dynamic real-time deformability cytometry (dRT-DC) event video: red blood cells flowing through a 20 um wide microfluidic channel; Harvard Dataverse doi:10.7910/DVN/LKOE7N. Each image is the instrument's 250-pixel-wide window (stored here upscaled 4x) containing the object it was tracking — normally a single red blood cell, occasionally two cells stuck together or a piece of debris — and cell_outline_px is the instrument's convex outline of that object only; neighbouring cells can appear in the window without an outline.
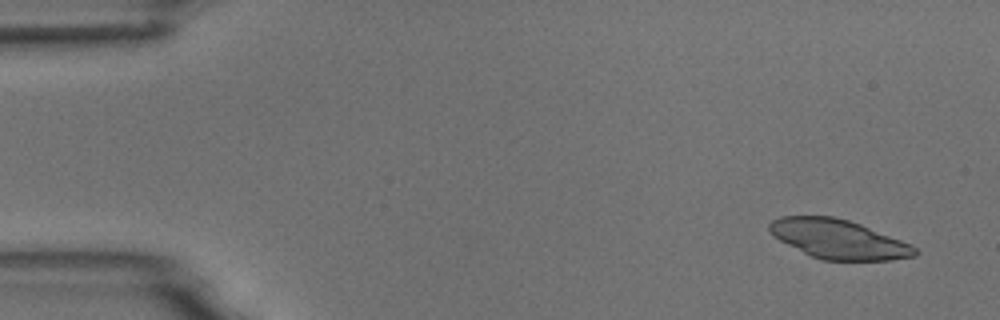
{"species": "common noctule bat (a hibernating species)", "species_latin": "Nyctalus noctula", "temperature_condition": "room temperature", "stored_images_in_passage": 10, "camera_frame_rate_fps": 3000, "um_per_image_px": 0.085, "animal": {"sex": "male", "body_mass_g": 18.8}, "frame": {"image": 1, "passage_image": 1, "time_ms": 0.0, "image_size_px": [1000, 320], "cell_outline_px": [[920, 252], [916, 256], [892, 260], [820, 260], [772, 236], [768, 232], [768, 224], [772, 220], [780, 216], [832, 216], [848, 220], [860, 224], [912, 244]], "centroid_in_image_um": [71.28, 20.33], "position_along_channel_um": 13.7, "area_um2": 33.23}}
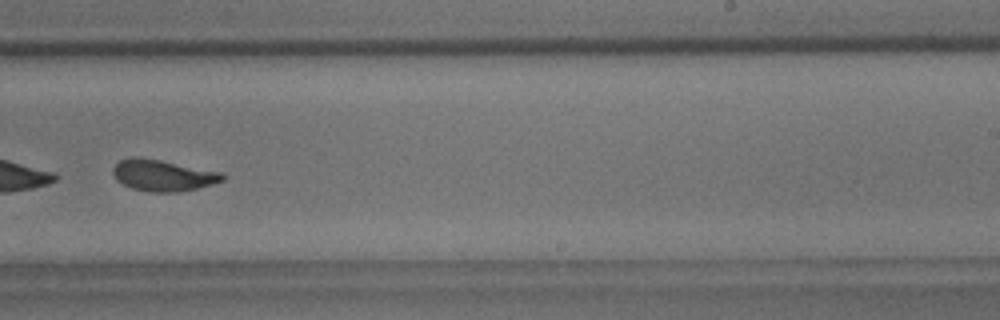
{"frame": {"image": 2, "passage_image": 10, "time_ms": 10.333, "image_size_px": [1000, 320], "cell_outline_px": [[228, 176], [224, 180], [212, 184], [196, 188], [176, 192], [148, 192], [132, 188], [116, 180], [112, 172], [112, 168], [120, 160], [132, 156], [136, 156], [160, 160], [224, 172]], "centroid_in_image_um": [13.87, 14.9], "position_along_channel_um": 275.1, "area_um2": 20.17}}